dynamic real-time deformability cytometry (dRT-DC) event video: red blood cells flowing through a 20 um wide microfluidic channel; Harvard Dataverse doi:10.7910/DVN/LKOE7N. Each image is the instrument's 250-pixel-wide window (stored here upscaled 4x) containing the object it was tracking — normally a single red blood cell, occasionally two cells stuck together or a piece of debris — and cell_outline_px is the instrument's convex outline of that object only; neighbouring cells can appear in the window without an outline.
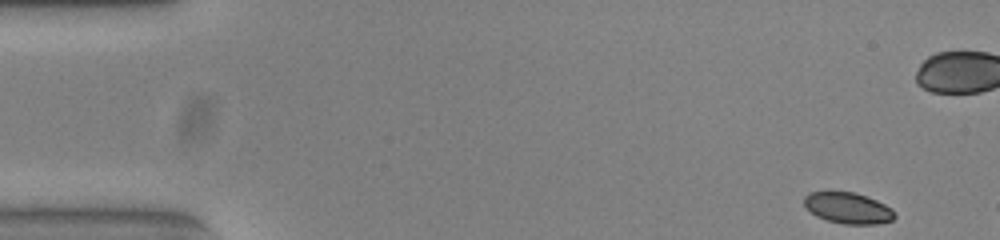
{"species": "common noctule bat (a hibernating species)", "species_latin": "Nyctalus noctula", "temperature_condition": "warm", "stored_images_in_passage": 11, "camera_frame_rate_fps": 3000, "um_per_image_px": 0.085, "animal": {"sex": "female", "body_mass_g": 23.0, "forearm_length_mm": 53.4}, "frame": {"image": 1, "passage_image": 1, "time_ms": 0.0, "image_size_px": [1000, 240], "cell_outline_px": [[896, 216], [892, 220], [876, 224], [844, 224], [828, 220], [816, 216], [804, 204], [804, 196], [808, 192], [852, 192], [876, 200], [892, 208]], "centroid_in_image_um": [72.08, 17.68], "position_along_channel_um": 12.9, "area_um2": 16.18}}